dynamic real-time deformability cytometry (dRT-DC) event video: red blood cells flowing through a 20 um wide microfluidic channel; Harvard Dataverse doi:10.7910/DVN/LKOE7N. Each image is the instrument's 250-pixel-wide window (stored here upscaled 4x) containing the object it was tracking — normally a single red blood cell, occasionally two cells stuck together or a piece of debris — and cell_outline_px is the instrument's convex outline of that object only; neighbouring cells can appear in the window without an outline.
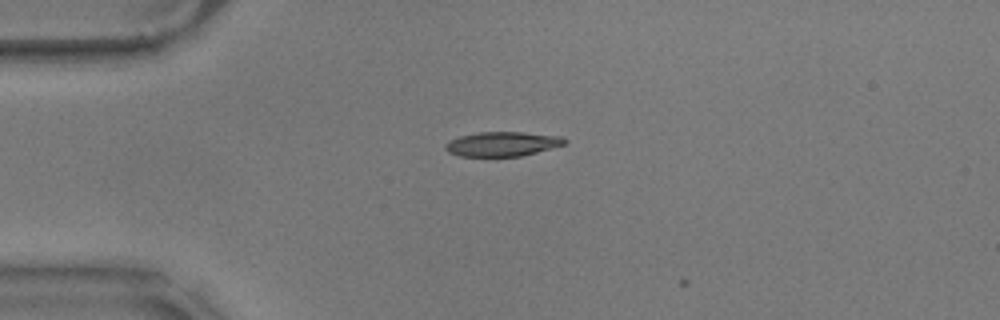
{"species": "common noctule bat (a hibernating species)", "species_latin": "Nyctalus noctula", "temperature_condition": "warm", "stored_images_in_passage": 7, "camera_frame_rate_fps": 3000, "um_per_image_px": 0.085, "animal": {"sex": "male", "body_mass_g": 17.9}, "frame": {"image": 1, "passage_image": 2, "time_ms": 0.333, "image_size_px": [1000, 320], "cell_outline_px": [[568, 140], [564, 144], [536, 152], [520, 156], [460, 156], [448, 152], [444, 148], [444, 144], [448, 140], [460, 136], [480, 132], [524, 132], [564, 136]], "centroid_in_image_um": [42.68, 12.23], "position_along_channel_um": 42.3, "area_um2": 17.05}}